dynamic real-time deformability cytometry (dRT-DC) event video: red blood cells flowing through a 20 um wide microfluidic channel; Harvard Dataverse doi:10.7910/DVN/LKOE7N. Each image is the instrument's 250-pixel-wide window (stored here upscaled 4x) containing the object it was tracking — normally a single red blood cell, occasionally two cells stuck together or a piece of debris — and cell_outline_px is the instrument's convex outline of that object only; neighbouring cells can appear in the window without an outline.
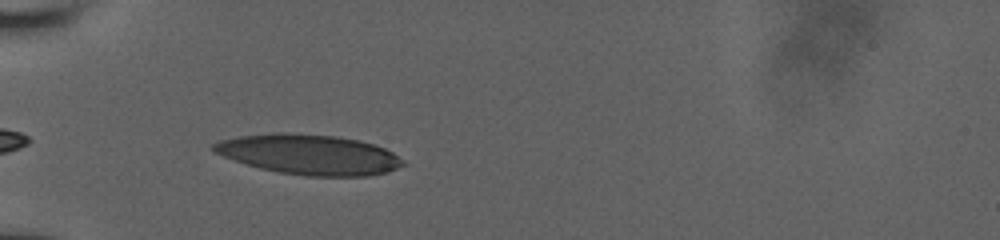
{"species": "human", "species_latin": "Homo sapiens", "temperature_condition": "room temperature", "stored_images_in_passage": 10, "camera_frame_rate_fps": 3000, "um_per_image_px": 0.085, "donor": {"sex": "male"}, "frame": {"image": 1, "passage_image": 8, "time_ms": 5.0, "image_size_px": [1000, 240], "cell_outline_px": [[408, 164], [388, 172], [368, 176], [308, 176], [276, 172], [260, 168], [212, 152], [212, 144], [220, 140], [236, 136], [272, 132], [288, 132], [336, 136], [360, 140], [384, 148], [392, 152]], "centroid_in_image_um": [26.27, 13.12], "position_along_channel_um": 58.7, "area_um2": 44.51}}
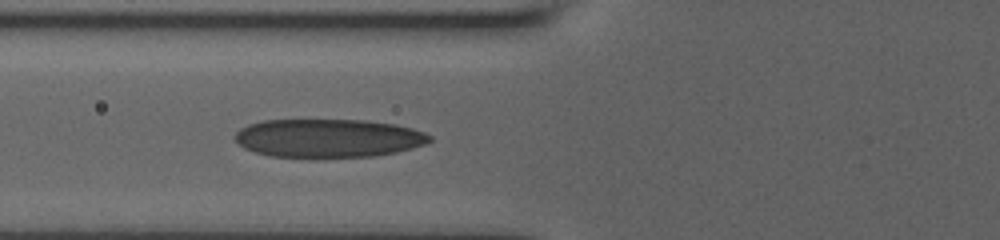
{"frame": {"image": 2, "passage_image": 10, "time_ms": 6.333, "image_size_px": [1000, 240], "cell_outline_px": [[432, 140], [424, 144], [412, 148], [396, 152], [372, 156], [312, 160], [272, 156], [256, 152], [244, 148], [232, 136], [240, 128], [248, 124], [264, 120], [364, 120], [396, 124], [412, 128], [424, 132], [432, 136]], "centroid_in_image_um": [27.88, 11.77], "position_along_channel_um": 97.9, "area_um2": 44.68}}